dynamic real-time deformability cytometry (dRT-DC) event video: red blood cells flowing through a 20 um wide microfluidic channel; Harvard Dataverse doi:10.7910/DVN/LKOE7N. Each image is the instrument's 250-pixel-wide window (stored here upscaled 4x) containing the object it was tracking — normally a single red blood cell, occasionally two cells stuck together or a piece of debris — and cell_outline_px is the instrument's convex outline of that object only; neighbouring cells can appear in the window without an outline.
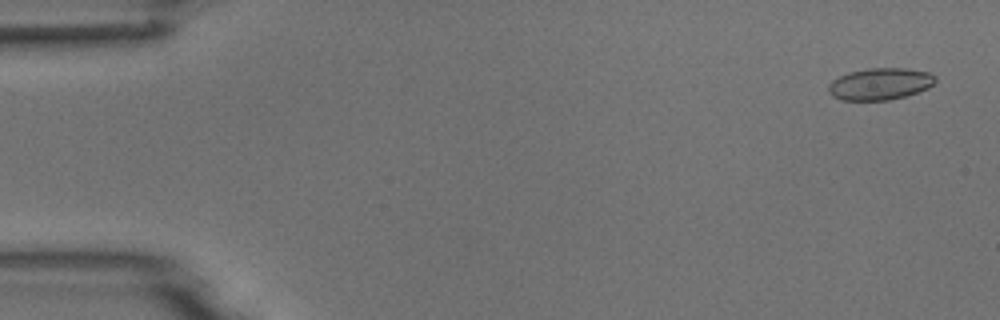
{"species": "common noctule bat (a hibernating species)", "species_latin": "Nyctalus noctula", "temperature_condition": "room temperature", "stored_images_in_passage": 5, "camera_frame_rate_fps": 3000, "um_per_image_px": 0.085, "animal": {"sex": "male", "body_mass_g": 18.8}, "frame": {"image": 1, "passage_image": 1, "time_ms": 0.0, "image_size_px": [1000, 320], "cell_outline_px": [[936, 80], [928, 88], [904, 96], [888, 100], [840, 100], [832, 96], [828, 92], [828, 84], [832, 80], [848, 72], [868, 68], [908, 68], [928, 72], [936, 76]], "centroid_in_image_um": [74.77, 7.13], "position_along_channel_um": 10.2, "area_um2": 19.88}}
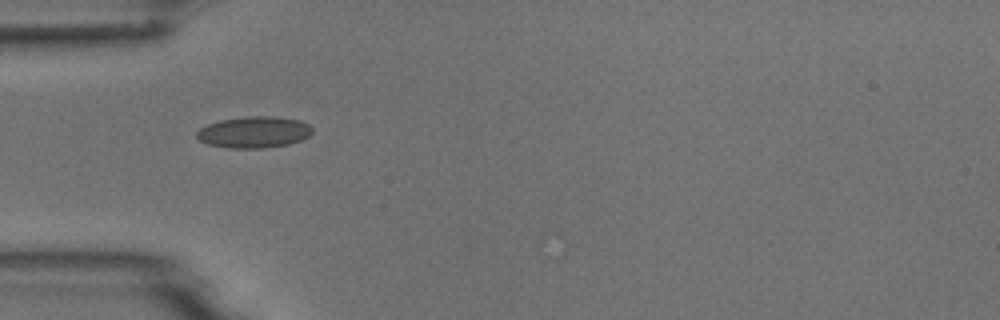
{"frame": {"image": 2, "passage_image": 5, "time_ms": 4.667, "image_size_px": [1000, 320], "cell_outline_px": [[312, 132], [308, 136], [300, 140], [288, 144], [264, 148], [228, 148], [208, 144], [200, 140], [196, 136], [196, 132], [200, 128], [208, 124], [220, 120], [248, 116], [276, 116], [300, 120], [308, 124], [312, 128]], "centroid_in_image_um": [21.59, 11.23], "position_along_channel_um": 63.4, "area_um2": 21.15}}